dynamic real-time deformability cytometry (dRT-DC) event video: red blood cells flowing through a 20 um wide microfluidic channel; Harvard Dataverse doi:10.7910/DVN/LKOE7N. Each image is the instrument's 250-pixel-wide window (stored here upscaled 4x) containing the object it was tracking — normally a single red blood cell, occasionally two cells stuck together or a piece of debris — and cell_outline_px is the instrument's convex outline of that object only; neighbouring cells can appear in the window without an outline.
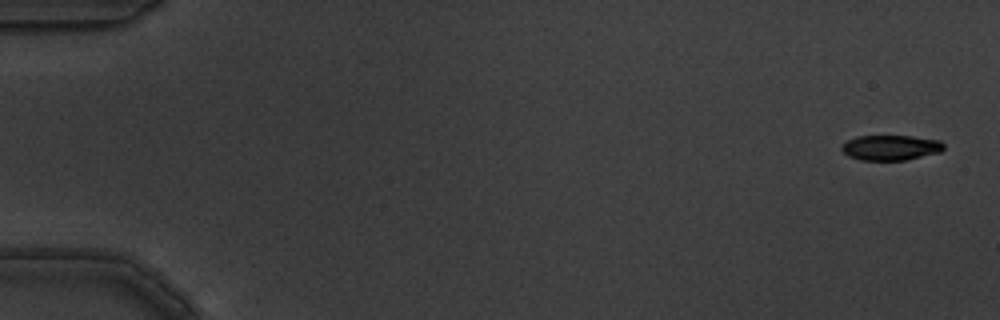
{"species": "common noctule bat (a hibernating species)", "species_latin": "Nyctalus noctula", "temperature_condition": "warm", "stored_images_in_passage": 9, "camera_frame_rate_fps": 3000, "um_per_image_px": 0.085, "animal": {"sex": "male", "body_mass_g": 19.5, "forearm_length_mm": 54.6}, "frame": {"image": 1, "passage_image": 1, "time_ms": 0.0, "image_size_px": [1000, 320], "cell_outline_px": [[944, 148], [940, 152], [904, 160], [860, 160], [848, 156], [840, 148], [848, 140], [856, 136], [912, 136], [940, 140], [944, 144]], "centroid_in_image_um": [75.71, 12.54], "position_along_channel_um": 9.3, "area_um2": 14.91}}
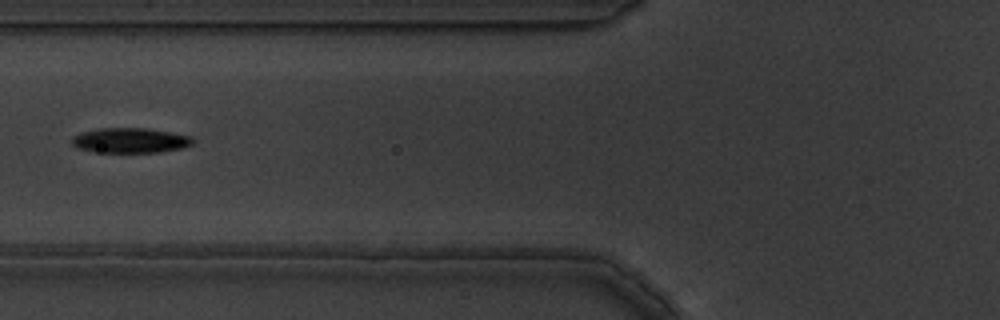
{"frame": {"image": 2, "passage_image": 7, "time_ms": 2.0, "image_size_px": [1000, 320], "cell_outline_px": [[192, 144], [184, 148], [160, 152], [92, 152], [76, 148], [72, 144], [72, 136], [84, 132], [100, 128], [144, 128], [192, 136]], "centroid_in_image_um": [11.05, 11.94], "position_along_channel_um": 114.8, "area_um2": 17.57}}
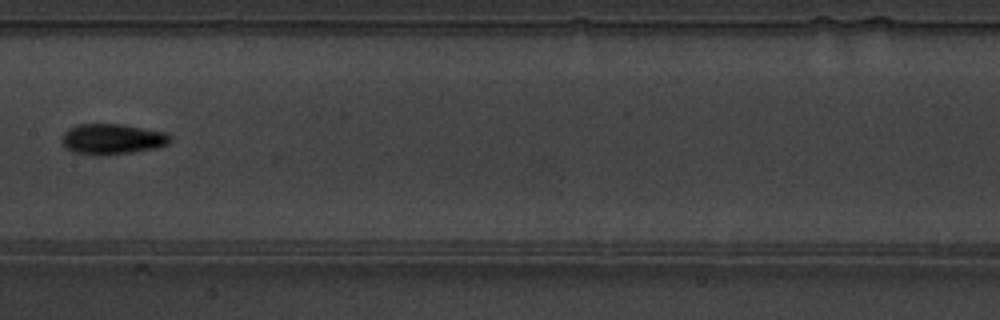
{"frame": {"image": 3, "passage_image": 9, "time_ms": 2.667, "image_size_px": [1000, 320], "cell_outline_px": [[172, 140], [168, 144], [156, 148], [132, 152], [92, 156], [72, 152], [64, 148], [60, 140], [64, 132], [68, 128], [80, 124], [120, 124], [168, 132], [172, 136]], "centroid_in_image_um": [9.52, 11.83], "position_along_channel_um": 197.9, "area_um2": 19.65}}